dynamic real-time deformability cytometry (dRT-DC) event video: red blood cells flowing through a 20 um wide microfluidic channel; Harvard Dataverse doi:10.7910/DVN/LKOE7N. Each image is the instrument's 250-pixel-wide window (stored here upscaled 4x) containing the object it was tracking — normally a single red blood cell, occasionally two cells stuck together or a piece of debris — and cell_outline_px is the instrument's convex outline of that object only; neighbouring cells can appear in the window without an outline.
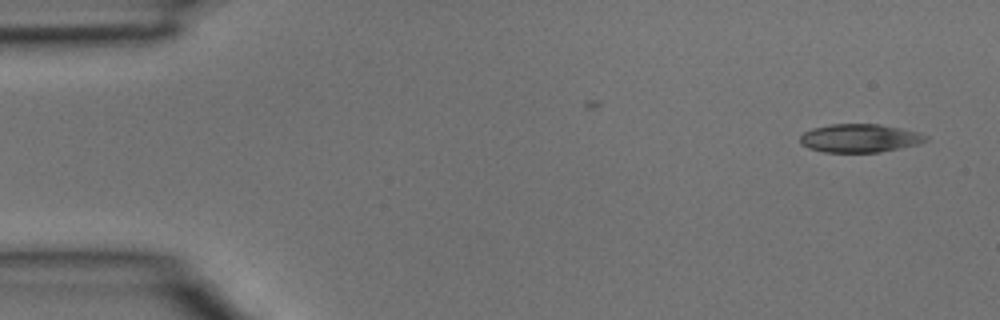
{"species": "common noctule bat (a hibernating species)", "species_latin": "Nyctalus noctula", "temperature_condition": "room temperature", "stored_images_in_passage": 4, "segment_of_instrument_passage": [2, 2], "camera_frame_rate_fps": 3000, "um_per_image_px": 0.085, "animal": {"sex": "male", "body_mass_g": 15.6}, "frame": {"image": 1, "passage_image": 4, "time_ms": 1.0, "image_size_px": [1000, 320], "cell_outline_px": [[928, 140], [920, 144], [880, 152], [824, 152], [808, 148], [800, 144], [800, 136], [804, 132], [812, 128], [832, 124], [876, 124], [900, 128], [920, 132], [928, 136]], "centroid_in_image_um": [73.09, 11.75], "position_along_channel_um": 11.9, "area_um2": 20.87}}